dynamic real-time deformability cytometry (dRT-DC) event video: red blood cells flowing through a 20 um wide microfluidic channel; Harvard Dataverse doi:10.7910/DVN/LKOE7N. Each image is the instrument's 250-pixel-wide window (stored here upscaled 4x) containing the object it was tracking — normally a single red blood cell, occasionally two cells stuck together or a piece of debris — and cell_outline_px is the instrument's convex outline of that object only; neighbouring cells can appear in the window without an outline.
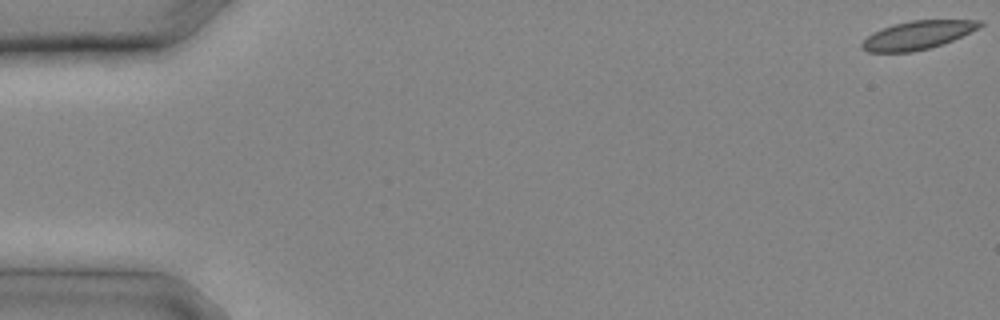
{"species": "common noctule bat (a hibernating species)", "species_latin": "Nyctalus noctula", "temperature_condition": "cold", "stored_images_in_passage": 20, "camera_frame_rate_fps": 3000, "um_per_image_px": 0.085, "animal": {"sex": "male", "body_mass_g": 20.4}, "frame": {"image": 1, "passage_image": 1, "time_ms": 0.0, "image_size_px": [1000, 320], "cell_outline_px": [[984, 24], [980, 28], [952, 40], [928, 48], [912, 52], [868, 52], [860, 48], [860, 44], [872, 32], [896, 24], [912, 20], [984, 20]], "centroid_in_image_um": [78.0, 2.98], "position_along_channel_um": 7.0, "area_um2": 19.36}}
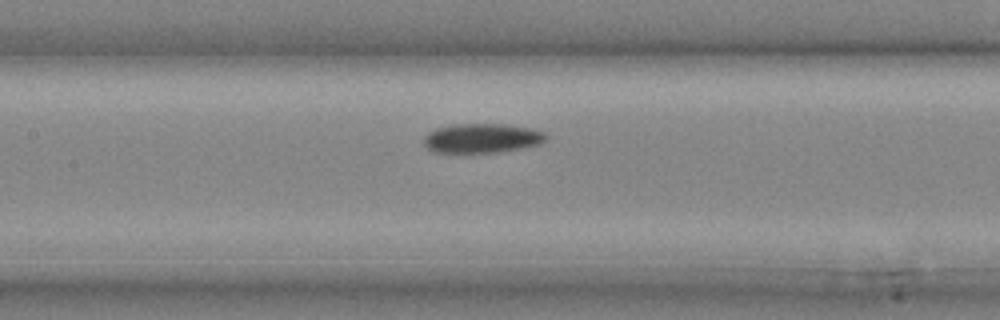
{"frame": {"image": 2, "passage_image": 13, "time_ms": 4.0, "image_size_px": [1000, 320], "cell_outline_px": [[544, 140], [540, 144], [524, 148], [500, 152], [432, 152], [424, 144], [424, 136], [428, 132], [436, 128], [456, 124], [500, 124], [528, 128], [544, 132]], "centroid_in_image_um": [40.93, 11.75], "position_along_channel_um": 166.5, "area_um2": 20.69}}
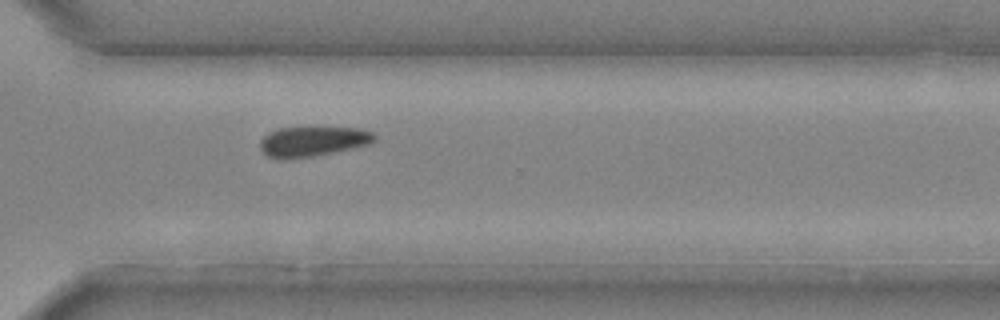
{"frame": {"image": 3, "passage_image": 20, "time_ms": 6.333, "image_size_px": [1000, 320], "cell_outline_px": [[376, 140], [368, 144], [352, 148], [316, 156], [284, 160], [280, 160], [268, 156], [260, 148], [260, 140], [268, 132], [280, 128], [360, 128], [372, 132], [376, 136]], "centroid_in_image_um": [26.56, 12.04], "position_along_channel_um": 344.0, "area_um2": 20.0}}